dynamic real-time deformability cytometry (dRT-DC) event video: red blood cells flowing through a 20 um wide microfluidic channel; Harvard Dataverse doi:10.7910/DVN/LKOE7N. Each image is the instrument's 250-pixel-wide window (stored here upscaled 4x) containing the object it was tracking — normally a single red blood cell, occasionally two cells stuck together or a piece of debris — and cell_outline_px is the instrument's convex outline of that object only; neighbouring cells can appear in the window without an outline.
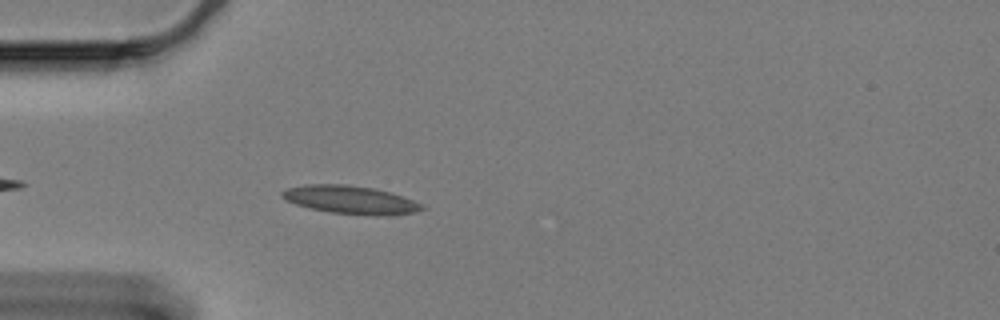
{"species": "Egyptian fruit bat (a non-hibernating species)", "species_latin": "Rousettus aegyptiacus", "temperature_condition": "cold", "stored_images_in_passage": 18, "camera_frame_rate_fps": 3000, "um_per_image_px": 0.085, "animal": {"sex": "female"}, "frame": {"image": 1, "passage_image": 5, "time_ms": 1.333, "image_size_px": [1000, 320], "cell_outline_px": [[428, 208], [416, 212], [396, 216], [372, 216], [328, 212], [308, 208], [284, 200], [280, 196], [280, 192], [288, 188], [304, 184], [344, 184], [372, 188], [388, 192], [424, 204]], "centroid_in_image_um": [29.8, 17.01], "position_along_channel_um": 55.2, "area_um2": 23.35}}
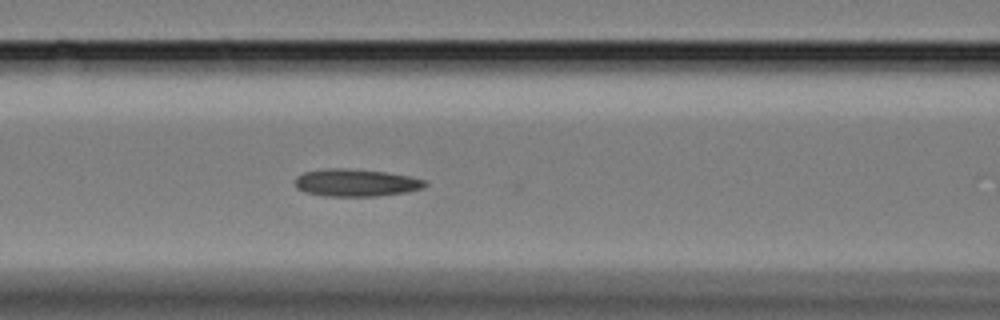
{"frame": {"image": 2, "passage_image": 13, "time_ms": 4.0, "image_size_px": [1000, 320], "cell_outline_px": [[428, 184], [424, 188], [408, 192], [376, 196], [324, 196], [304, 192], [296, 188], [296, 176], [304, 172], [328, 168], [348, 168], [384, 172], [412, 176], [424, 180]], "centroid_in_image_um": [30.27, 15.53], "position_along_channel_um": 136.3, "area_um2": 20.92}}
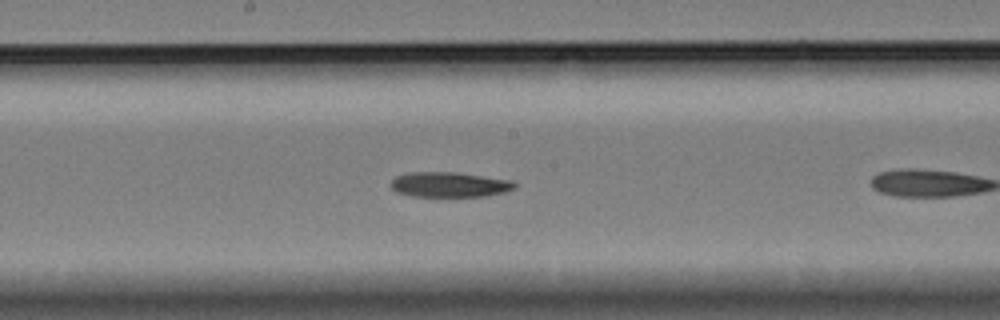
{"frame": {"image": 3, "passage_image": 16, "time_ms": 5.0, "image_size_px": [1000, 320], "cell_outline_px": [[516, 188], [504, 192], [484, 196], [412, 196], [396, 192], [392, 188], [392, 180], [396, 176], [408, 172], [456, 172], [512, 180], [516, 184]], "centroid_in_image_um": [38.21, 15.68], "position_along_channel_um": 210.0, "area_um2": 18.03}}